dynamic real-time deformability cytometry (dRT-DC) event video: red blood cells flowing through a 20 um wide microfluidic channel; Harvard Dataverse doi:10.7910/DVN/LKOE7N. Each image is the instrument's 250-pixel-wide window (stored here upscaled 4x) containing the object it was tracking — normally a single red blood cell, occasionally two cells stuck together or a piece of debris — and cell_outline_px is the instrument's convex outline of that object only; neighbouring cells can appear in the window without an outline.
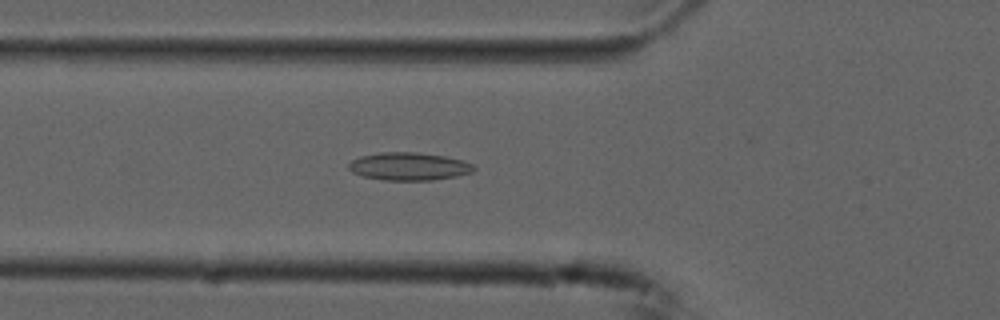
{"species": "common noctule bat (a hibernating species)", "species_latin": "Nyctalus noctula", "temperature_condition": "cold", "stored_images_in_passage": 54, "camera_frame_rate_fps": 3000, "um_per_image_px": 0.085, "animal": {"sex": "male", "forearm_length_mm": 52.5}, "frame": {"image": 1, "passage_image": 19, "time_ms": 6.0, "image_size_px": [1000, 320], "cell_outline_px": [[476, 168], [472, 172], [456, 176], [432, 180], [384, 180], [364, 176], [352, 172], [348, 168], [348, 164], [352, 160], [360, 156], [380, 152], [416, 152], [444, 156], [464, 160], [472, 164]], "centroid_in_image_um": [34.76, 14.14], "position_along_channel_um": 91.0, "area_um2": 20.29}}
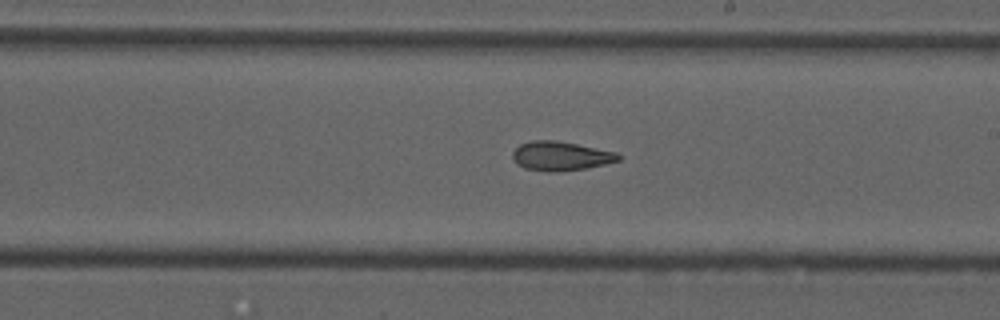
{"frame": {"image": 2, "passage_image": 31, "time_ms": 10.0, "image_size_px": [1000, 320], "cell_outline_px": [[620, 160], [604, 164], [584, 168], [560, 172], [548, 172], [524, 168], [516, 164], [512, 156], [512, 152], [520, 144], [532, 140], [556, 140], [616, 152], [620, 156]], "centroid_in_image_um": [47.61, 13.26], "position_along_channel_um": 241.4, "area_um2": 17.92}}
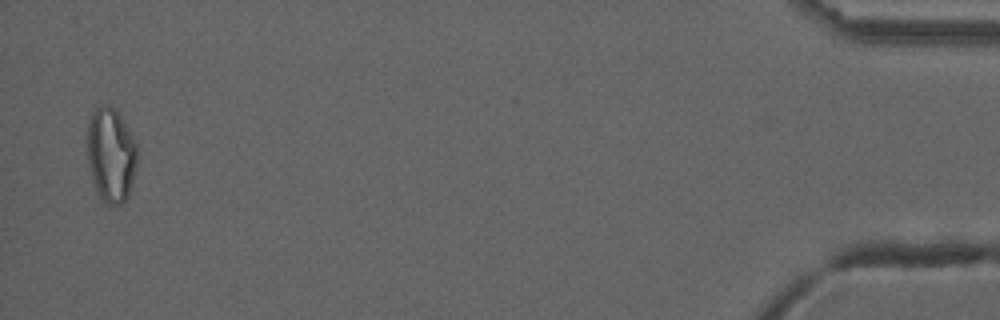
{"frame": {"image": 3, "passage_image": 53, "time_ms": 17.333, "image_size_px": [1000, 320], "cell_outline_px": [[136, 164], [132, 184], [128, 196], [120, 204], [104, 204], [96, 188], [92, 176], [88, 160], [88, 124], [92, 112], [96, 108], [104, 104], [108, 104], [116, 108], [132, 136], [136, 144]], "centroid_in_image_um": [9.43, 13.14], "position_along_channel_um": 425.8, "area_um2": 27.11}, "authors_computed_cell_mechanics": {"area_um2": 19.8254, "velocity_mm_per_s": 3.7467, "shape_relaxation_time_tau1_ms": null, "shape_relaxation_time_tau2_ms": 4.4139, "deformation_change_tau1": null, "deformation_change_tau2": 0.1228}}